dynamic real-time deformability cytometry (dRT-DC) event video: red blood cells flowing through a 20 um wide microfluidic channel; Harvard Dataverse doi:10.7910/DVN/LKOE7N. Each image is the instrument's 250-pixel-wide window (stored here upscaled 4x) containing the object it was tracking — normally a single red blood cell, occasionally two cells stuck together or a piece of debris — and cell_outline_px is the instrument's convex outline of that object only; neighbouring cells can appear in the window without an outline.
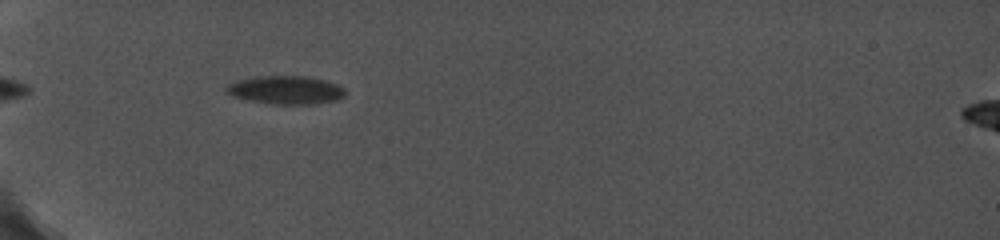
{"species": "common noctule bat (a hibernating species)", "species_latin": "Nyctalus noctula", "temperature_condition": "cold", "stored_images_in_passage": 2, "camera_frame_rate_fps": 5000, "um_per_image_px": 0.085, "animal": {"sex": "female", "body_mass_g": 19.0, "forearm_length_mm": 56.7}, "frame": {"image": 1, "passage_image": 1, "time_ms": 0.0, "image_size_px": [1000, 240], "cell_outline_px": [[344, 96], [336, 100], [312, 104], [272, 104], [232, 96], [224, 92], [224, 88], [228, 84], [236, 80], [256, 76], [304, 76], [324, 80], [336, 84], [344, 88]], "centroid_in_image_um": [24.24, 7.64], "position_along_channel_um": 60.8, "area_um2": 19.54}}